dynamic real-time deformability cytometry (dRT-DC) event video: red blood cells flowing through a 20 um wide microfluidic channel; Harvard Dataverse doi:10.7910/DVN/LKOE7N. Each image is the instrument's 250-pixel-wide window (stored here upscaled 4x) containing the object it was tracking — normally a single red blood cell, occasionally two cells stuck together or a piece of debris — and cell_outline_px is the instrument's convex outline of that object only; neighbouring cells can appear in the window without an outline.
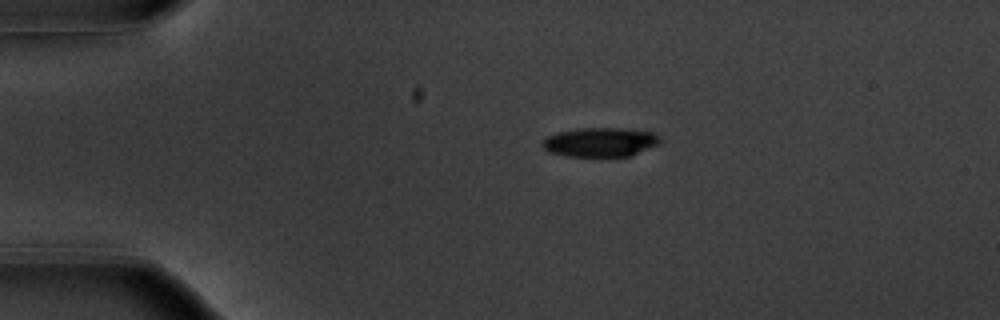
{"species": "common noctule bat (a hibernating species)", "species_latin": "Nyctalus noctula", "temperature_condition": "warm", "stored_images_in_passage": 44, "camera_frame_rate_fps": 3000, "um_per_image_px": 0.085, "animal": {"sex": "male", "body_mass_g": 20.1, "forearm_length_mm": 53.5}, "frame": {"image": 1, "passage_image": 1, "time_ms": 0.0, "image_size_px": [1000, 320], "cell_outline_px": [[660, 144], [632, 156], [568, 156], [548, 152], [540, 144], [548, 136], [560, 132], [580, 128], [620, 128], [652, 132], [660, 136]], "centroid_in_image_um": [51.05, 12.09], "position_along_channel_um": 33.9, "area_um2": 20.0}}
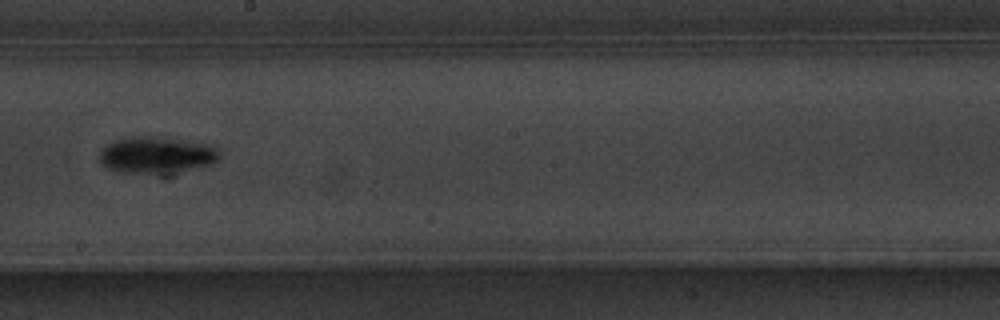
{"frame": {"image": 2, "passage_image": 21, "time_ms": 6.667, "image_size_px": [1000, 320], "cell_outline_px": [[220, 160], [212, 164], [172, 176], [160, 176], [124, 172], [108, 168], [100, 164], [100, 148], [112, 140], [132, 136], [164, 136], [212, 144], [220, 148]], "centroid_in_image_um": [13.39, 13.2], "position_along_channel_um": 234.8, "area_um2": 27.4}}
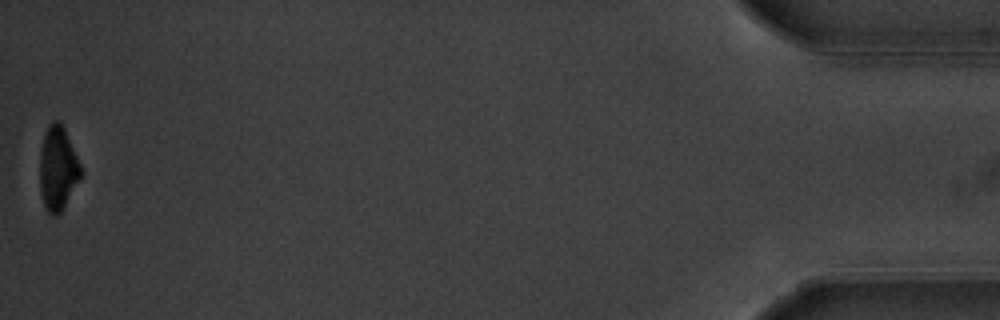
{"frame": {"image": 3, "passage_image": 44, "time_ms": 14.333, "image_size_px": [1000, 320], "cell_outline_px": [[80, 176], [60, 212], [56, 216], [52, 216], [48, 212], [44, 204], [40, 192], [40, 156], [44, 136], [48, 124], [52, 120], [60, 120], [64, 128], [80, 164]], "centroid_in_image_um": [4.88, 14.28], "position_along_channel_um": 430.3, "area_um2": 19.48}, "authors_computed_cell_mechanics": {"area_um2": 21.9062, "velocity_mm_per_s": 3.7362, "shape_relaxation_time_tau1_ms": 2.3988, "shape_relaxation_time_tau2_ms": null, "deformation_change_tau1": 0.1442, "deformation_change_tau2": null}}